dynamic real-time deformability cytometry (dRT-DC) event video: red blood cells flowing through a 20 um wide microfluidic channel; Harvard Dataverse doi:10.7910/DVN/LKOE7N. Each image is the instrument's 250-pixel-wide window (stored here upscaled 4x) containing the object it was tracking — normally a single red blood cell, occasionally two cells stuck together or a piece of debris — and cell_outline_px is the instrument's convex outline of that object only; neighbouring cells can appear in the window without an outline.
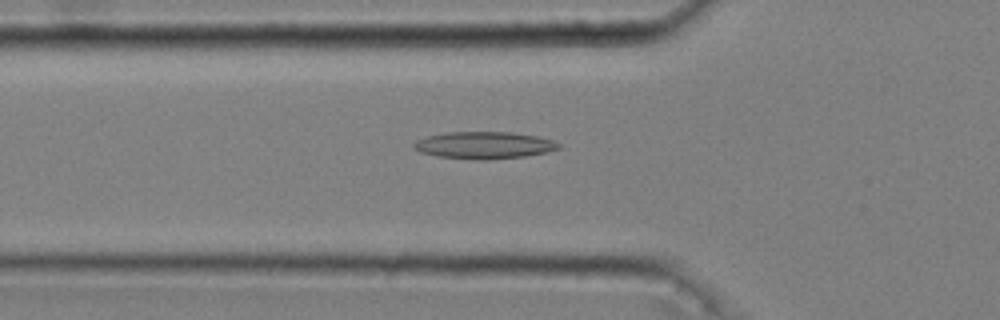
{"species": "common noctule bat (a hibernating species)", "species_latin": "Nyctalus noctula", "temperature_condition": "cold", "stored_images_in_passage": 50, "camera_frame_rate_fps": 3000, "um_per_image_px": 0.085, "animal": {"sex": "male", "body_mass_g": 20.4}, "frame": {"image": 1, "passage_image": 18, "time_ms": 5.667, "image_size_px": [1000, 320], "cell_outline_px": [[560, 148], [548, 152], [524, 156], [488, 160], [480, 160], [436, 156], [420, 152], [412, 148], [412, 144], [416, 140], [428, 136], [448, 132], [512, 132], [536, 136], [552, 140], [560, 144]], "centroid_in_image_um": [41.13, 12.35], "position_along_channel_um": 84.7, "area_um2": 22.89}}
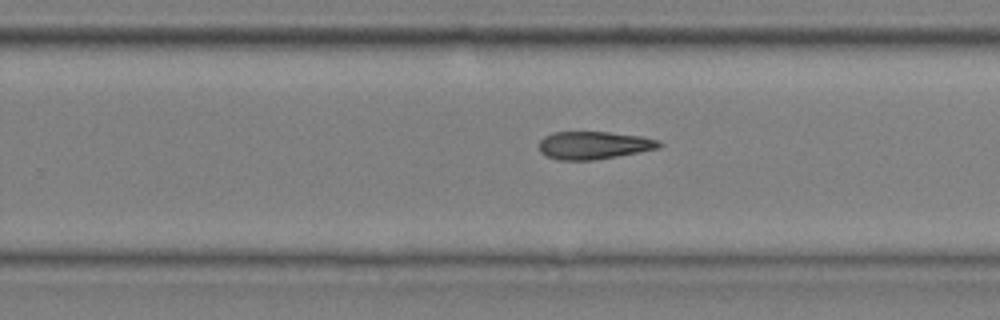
{"frame": {"image": 2, "passage_image": 34, "time_ms": 11.0, "image_size_px": [1000, 320], "cell_outline_px": [[664, 144], [660, 148], [640, 152], [592, 160], [560, 160], [544, 156], [540, 152], [540, 140], [544, 136], [552, 132], [608, 132], [644, 136], [660, 140]], "centroid_in_image_um": [50.5, 12.34], "position_along_channel_um": 279.3, "area_um2": 19.65}}
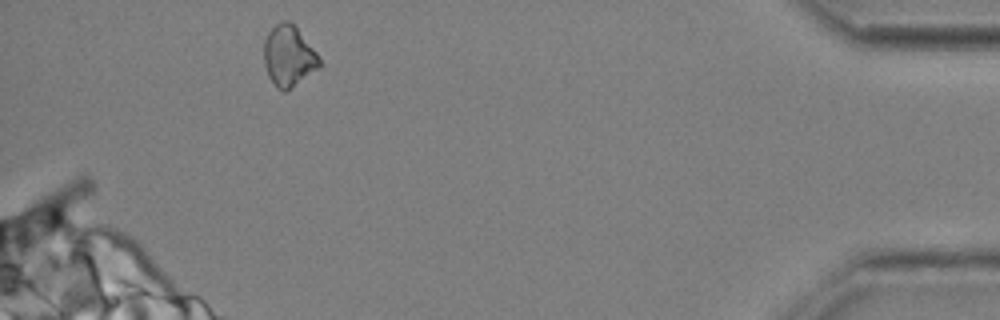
{"frame": {"image": 3, "passage_image": 49, "time_ms": 16.0, "image_size_px": [1000, 320], "cell_outline_px": [[320, 68], [284, 92], [276, 88], [268, 76], [264, 64], [264, 40], [268, 32], [276, 24], [284, 20], [288, 20], [296, 28], [320, 56]], "centroid_in_image_um": [24.53, 4.78], "position_along_channel_um": 410.7, "area_um2": 19.59}}